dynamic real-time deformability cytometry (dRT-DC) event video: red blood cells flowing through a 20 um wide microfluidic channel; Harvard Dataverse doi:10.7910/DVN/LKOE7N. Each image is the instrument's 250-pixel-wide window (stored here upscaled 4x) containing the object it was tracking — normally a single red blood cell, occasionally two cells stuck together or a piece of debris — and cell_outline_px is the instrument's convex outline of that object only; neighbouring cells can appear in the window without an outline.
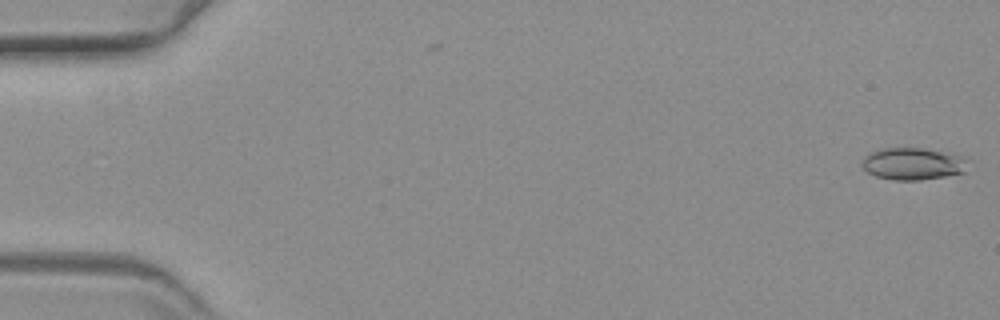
{"species": "common noctule bat (a hibernating species)", "species_latin": "Nyctalus noctula", "temperature_condition": "warm", "stored_images_in_passage": 60, "camera_frame_rate_fps": 3000, "um_per_image_px": 0.085, "animal": {"sex": "female", "body_mass_g": 19.3, "forearm_length_mm": 54.1}, "frame": {"image": 1, "passage_image": 1, "time_ms": 0.0, "image_size_px": [1000, 320], "cell_outline_px": [[972, 160], [964, 172], [944, 176], [920, 180], [892, 180], [876, 176], [868, 172], [860, 164], [864, 156], [880, 148], [920, 148], [964, 156]], "centroid_in_image_um": [77.62, 13.92], "position_along_channel_um": 7.4, "area_um2": 19.94}}
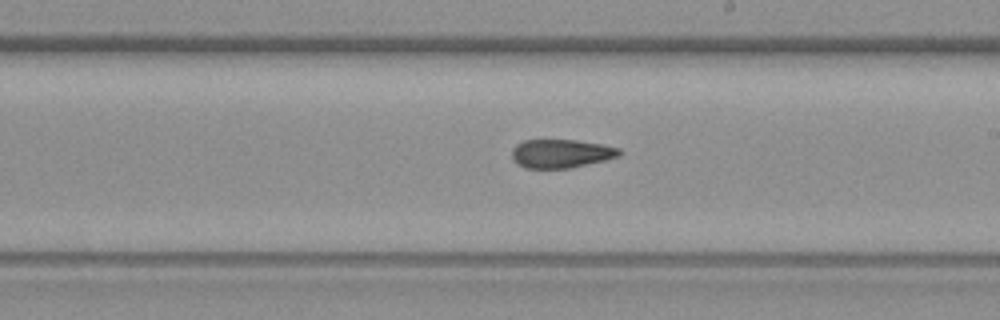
{"frame": {"image": 2, "passage_image": 35, "time_ms": 11.333, "image_size_px": [1000, 320], "cell_outline_px": [[624, 152], [620, 156], [572, 168], [524, 168], [512, 160], [512, 148], [516, 144], [524, 140], [576, 140], [600, 144], [620, 148]], "centroid_in_image_um": [47.69, 13.05], "position_along_channel_um": 241.3, "area_um2": 18.03}}
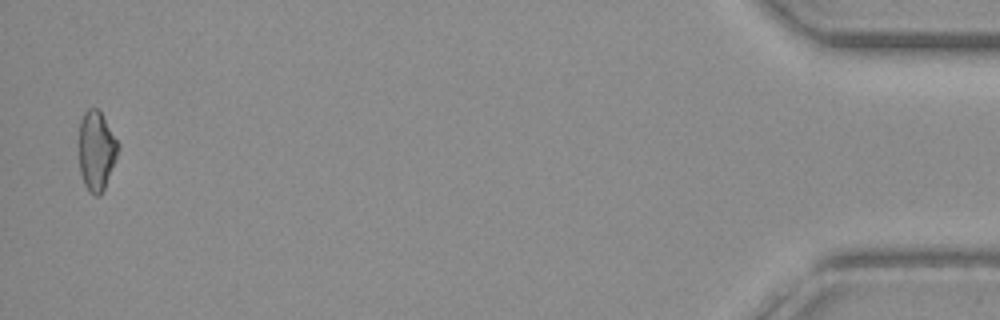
{"frame": {"image": 3, "passage_image": 59, "time_ms": 19.333, "image_size_px": [1000, 320], "cell_outline_px": [[120, 148], [116, 160], [104, 188], [100, 196], [96, 196], [88, 192], [84, 184], [80, 172], [80, 120], [84, 112], [88, 108], [96, 108], [100, 112], [120, 144]], "centroid_in_image_um": [8.21, 12.83], "position_along_channel_um": 427.0, "area_um2": 18.09}}